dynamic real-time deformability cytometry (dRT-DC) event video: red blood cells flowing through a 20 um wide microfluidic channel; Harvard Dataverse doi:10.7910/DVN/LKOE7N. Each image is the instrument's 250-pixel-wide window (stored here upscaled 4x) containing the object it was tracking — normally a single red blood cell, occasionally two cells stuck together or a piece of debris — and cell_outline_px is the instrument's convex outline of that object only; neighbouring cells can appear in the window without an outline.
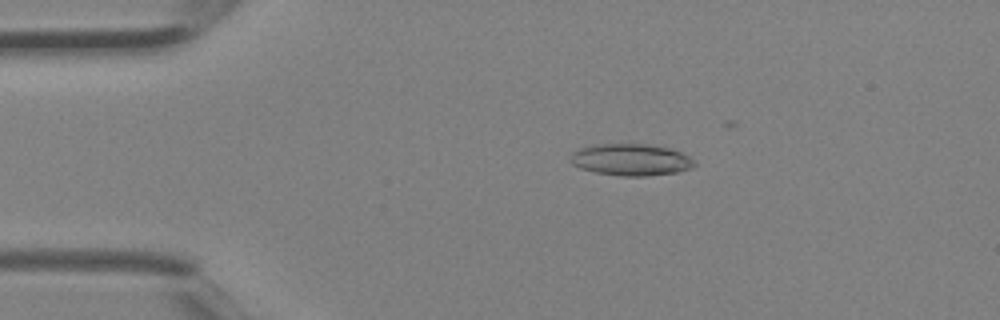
{"species": "Egyptian fruit bat (a non-hibernating species)", "species_latin": "Rousettus aegyptiacus", "temperature_condition": "room temperature", "stored_images_in_passage": 3, "camera_frame_rate_fps": 3000, "um_per_image_px": 0.085, "animal": {"sex": "female"}, "frame": {"image": 1, "passage_image": 2, "time_ms": 0.333, "image_size_px": [1000, 320], "cell_outline_px": [[696, 164], [692, 168], [676, 172], [644, 176], [620, 176], [596, 172], [580, 168], [572, 164], [568, 160], [572, 152], [580, 148], [596, 144], [644, 144], [668, 148], [680, 152], [688, 156]], "centroid_in_image_um": [53.58, 13.58], "position_along_channel_um": 31.4, "area_um2": 22.83}}